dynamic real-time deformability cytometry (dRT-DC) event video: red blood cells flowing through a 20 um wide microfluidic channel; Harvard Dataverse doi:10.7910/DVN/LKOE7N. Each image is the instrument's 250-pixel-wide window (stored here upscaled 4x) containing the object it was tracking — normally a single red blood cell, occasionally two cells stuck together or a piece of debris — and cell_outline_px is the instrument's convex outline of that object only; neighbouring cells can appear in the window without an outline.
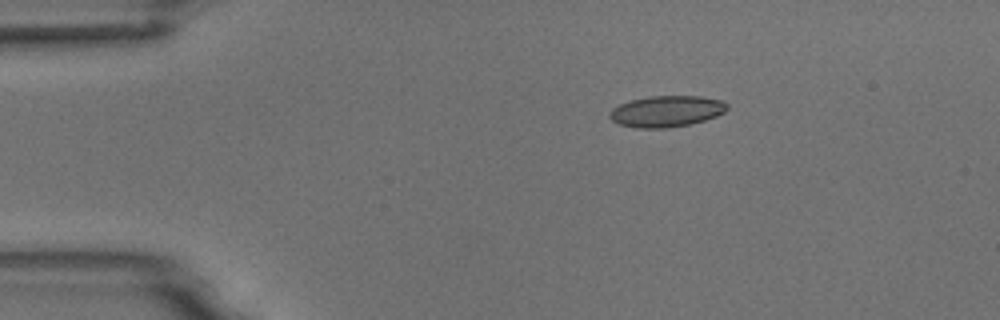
{"species": "common noctule bat (a hibernating species)", "species_latin": "Nyctalus noctula", "temperature_condition": "room temperature", "stored_images_in_passage": 2, "camera_frame_rate_fps": 3000, "um_per_image_px": 0.085, "animal": {"sex": "male", "body_mass_g": 18.8}, "frame": {"image": 1, "passage_image": 1, "time_ms": 0.0, "image_size_px": [1000, 320], "cell_outline_px": [[728, 108], [724, 112], [716, 116], [704, 120], [688, 124], [668, 128], [636, 128], [620, 124], [612, 120], [608, 116], [608, 112], [612, 108], [620, 104], [632, 100], [648, 96], [700, 96], [724, 100], [728, 104]], "centroid_in_image_um": [56.65, 9.45], "position_along_channel_um": 28.3, "area_um2": 21.44}}